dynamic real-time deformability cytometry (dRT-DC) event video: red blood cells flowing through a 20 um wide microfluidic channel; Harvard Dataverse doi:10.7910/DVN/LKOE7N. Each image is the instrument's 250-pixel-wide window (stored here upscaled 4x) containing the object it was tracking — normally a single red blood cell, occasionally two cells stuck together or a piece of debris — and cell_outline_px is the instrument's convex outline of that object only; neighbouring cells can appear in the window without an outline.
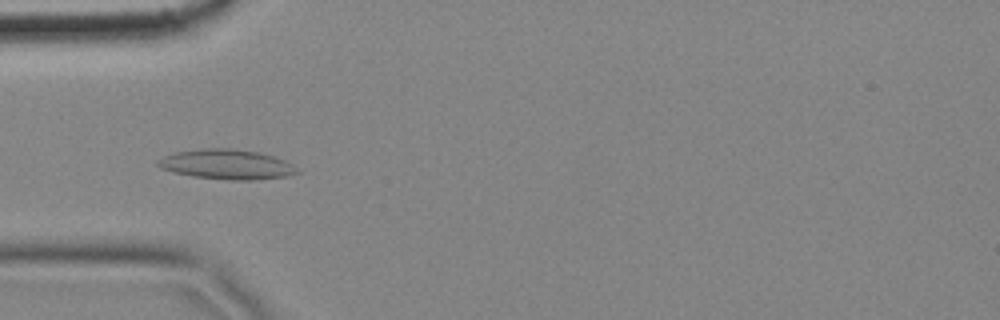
{"species": "common noctule bat (a hibernating species)", "species_latin": "Nyctalus noctula", "temperature_condition": "cold", "stored_images_in_passage": 3, "camera_frame_rate_fps": 3000, "um_per_image_px": 0.085, "animal": {"sex": "female", "body_mass_g": 18.4}, "frame": {"image": 1, "passage_image": 2, "time_ms": 0.333, "image_size_px": [1000, 320], "cell_outline_px": [[300, 172], [288, 176], [252, 180], [228, 180], [192, 176], [172, 172], [160, 168], [156, 164], [156, 160], [164, 156], [176, 152], [204, 148], [232, 148], [260, 152], [276, 156], [292, 164]], "centroid_in_image_um": [19.27, 13.97], "position_along_channel_um": 65.7, "area_um2": 24.45}}